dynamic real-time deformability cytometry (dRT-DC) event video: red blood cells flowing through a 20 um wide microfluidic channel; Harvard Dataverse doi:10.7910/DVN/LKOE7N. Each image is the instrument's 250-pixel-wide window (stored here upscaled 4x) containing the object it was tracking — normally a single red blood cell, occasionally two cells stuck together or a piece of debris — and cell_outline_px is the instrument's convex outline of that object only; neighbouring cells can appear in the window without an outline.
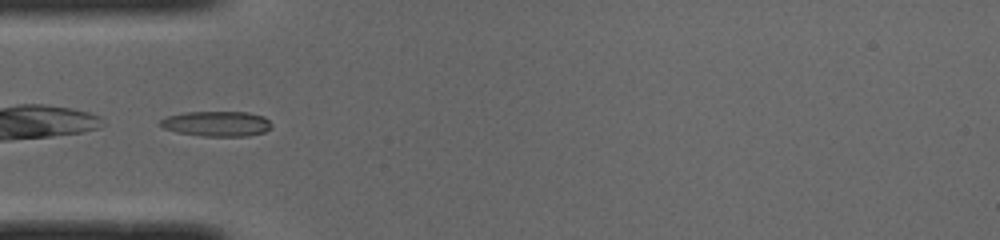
{"species": "common noctule bat (a hibernating species)", "species_latin": "Nyctalus noctula", "temperature_condition": "cold", "stored_images_in_passage": 36, "camera_frame_rate_fps": 3000, "um_per_image_px": 0.085, "animal": {"sex": "male", "body_mass_g": 19.0, "forearm_length_mm": 50.8}, "frame": {"image": 1, "passage_image": 3, "time_ms": 0.667, "image_size_px": [1000, 240], "cell_outline_px": [[272, 128], [264, 132], [248, 136], [200, 136], [176, 132], [164, 128], [160, 124], [160, 120], [168, 116], [184, 112], [248, 112], [264, 116], [272, 124]], "centroid_in_image_um": [18.45, 10.52], "position_along_channel_um": 66.6, "area_um2": 16.42}}
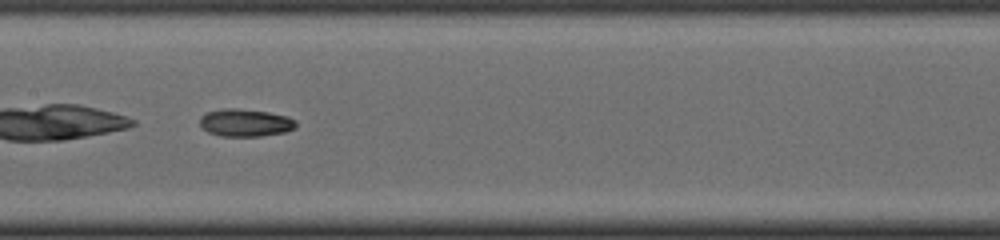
{"frame": {"image": 2, "passage_image": 12, "time_ms": 3.667, "image_size_px": [1000, 240], "cell_outline_px": [[296, 128], [284, 132], [260, 136], [220, 136], [208, 132], [200, 124], [200, 116], [208, 112], [224, 108], [236, 108], [268, 112], [288, 116], [296, 120]], "centroid_in_image_um": [20.87, 10.43], "position_along_channel_um": 186.5, "area_um2": 15.43}}
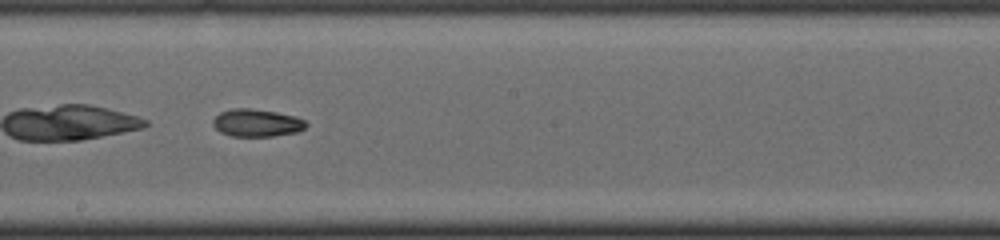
{"frame": {"image": 3, "passage_image": 15, "time_ms": 4.667, "image_size_px": [1000, 240], "cell_outline_px": [[308, 124], [304, 128], [296, 132], [272, 136], [232, 136], [220, 132], [212, 124], [212, 120], [220, 112], [232, 108], [248, 108], [276, 112], [296, 116], [304, 120]], "centroid_in_image_um": [21.81, 10.44], "position_along_channel_um": 226.4, "area_um2": 14.91}, "authors_computed_cell_mechanics": {"area_um2": 15.3748, "velocity_mm_per_s": 3.9982, "shape_relaxation_time_tau1_ms": null, "shape_relaxation_time_tau2_ms": 2.0674, "deformation_change_tau1": null, "deformation_change_tau2": 0.0598}}